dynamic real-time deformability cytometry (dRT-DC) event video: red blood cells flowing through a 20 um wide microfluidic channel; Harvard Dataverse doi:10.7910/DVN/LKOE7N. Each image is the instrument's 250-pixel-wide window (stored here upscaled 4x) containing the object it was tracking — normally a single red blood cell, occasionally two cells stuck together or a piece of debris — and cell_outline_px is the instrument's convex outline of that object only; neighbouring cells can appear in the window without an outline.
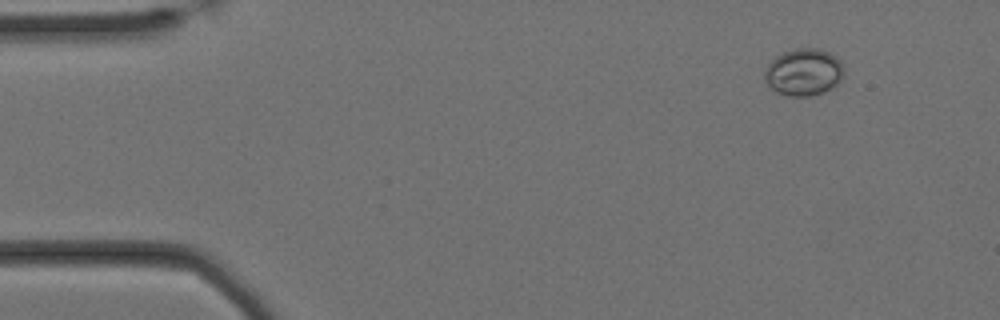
{"species": "Egyptian fruit bat (a non-hibernating species)", "species_latin": "Rousettus aegyptiacus", "temperature_condition": "cold", "stored_images_in_passage": 54, "camera_frame_rate_fps": 3000, "um_per_image_px": 0.085, "animal": {"sex": "female"}, "frame": {"image": 1, "passage_image": 1, "time_ms": 0.0, "image_size_px": [1000, 320], "cell_outline_px": [[844, 68], [840, 80], [832, 88], [808, 96], [788, 96], [768, 88], [764, 80], [764, 72], [768, 64], [776, 56], [784, 52], [796, 48], [820, 48], [836, 56], [840, 60]], "centroid_in_image_um": [68.28, 6.12], "position_along_channel_um": 16.7, "area_um2": 21.79}}
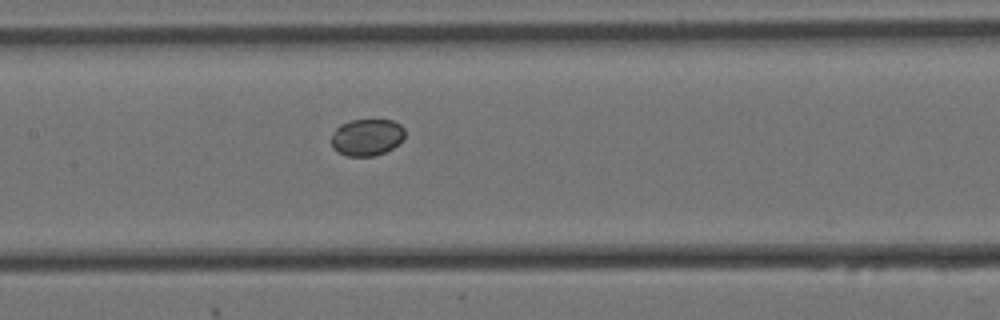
{"frame": {"image": 2, "passage_image": 23, "time_ms": 7.333, "image_size_px": [1000, 320], "cell_outline_px": [[404, 140], [392, 148], [384, 152], [372, 156], [348, 156], [336, 152], [332, 148], [332, 132], [340, 124], [352, 120], [392, 120], [400, 124], [404, 128]], "centroid_in_image_um": [31.17, 11.67], "position_along_channel_um": 176.2, "area_um2": 15.9}}
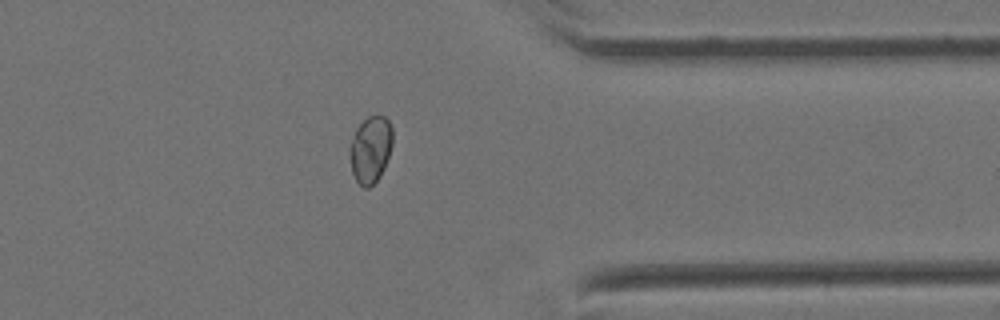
{"frame": {"image": 3, "passage_image": 42, "time_ms": 13.667, "image_size_px": [1000, 320], "cell_outline_px": [[392, 144], [384, 168], [380, 176], [368, 188], [364, 188], [356, 180], [352, 172], [348, 152], [352, 136], [356, 128], [368, 116], [376, 112], [384, 116], [388, 120], [392, 128]], "centroid_in_image_um": [31.48, 12.66], "position_along_channel_um": 379.9, "area_um2": 16.88}}